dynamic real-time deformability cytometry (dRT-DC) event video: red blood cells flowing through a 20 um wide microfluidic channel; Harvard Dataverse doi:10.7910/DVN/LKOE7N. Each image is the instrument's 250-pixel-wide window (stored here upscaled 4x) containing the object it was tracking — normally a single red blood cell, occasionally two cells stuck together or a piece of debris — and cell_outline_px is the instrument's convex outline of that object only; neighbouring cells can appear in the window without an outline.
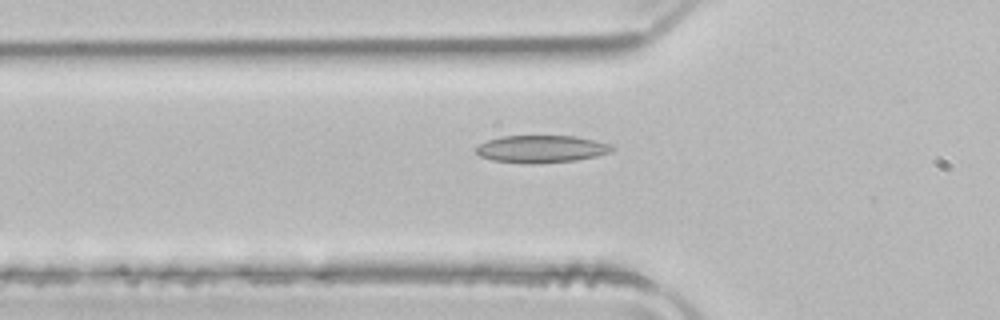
{"species": "common noctule bat (a hibernating species)", "species_latin": "Nyctalus noctula", "temperature_condition": "room temperature", "stored_images_in_passage": 44, "camera_frame_rate_fps": 3000, "um_per_image_px": 0.085, "animal": {"sex": "male", "body_mass_g": 21.5, "forearm_length_mm": 52.0}, "frame": {"image": 1, "passage_image": 14, "time_ms": 4.333, "image_size_px": [1000, 320], "cell_outline_px": [[616, 148], [612, 152], [596, 156], [576, 160], [532, 164], [524, 164], [492, 160], [480, 156], [476, 152], [476, 148], [480, 144], [488, 140], [500, 136], [576, 136], [612, 144]], "centroid_in_image_um": [46.04, 12.67], "position_along_channel_um": 79.8, "area_um2": 21.85}}
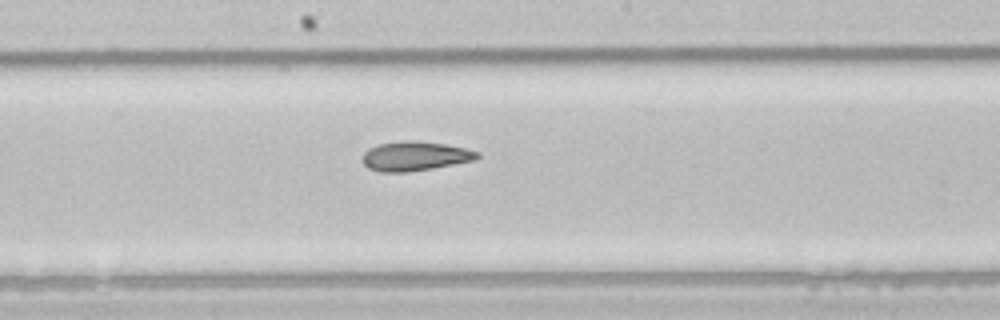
{"frame": {"image": 2, "passage_image": 24, "time_ms": 7.667, "image_size_px": [1000, 320], "cell_outline_px": [[480, 156], [476, 160], [432, 168], [408, 172], [380, 172], [368, 168], [360, 160], [364, 152], [368, 148], [380, 144], [404, 140], [416, 140], [448, 144], [468, 148], [480, 152]], "centroid_in_image_um": [35.29, 13.26], "position_along_channel_um": 212.9, "area_um2": 20.0}}
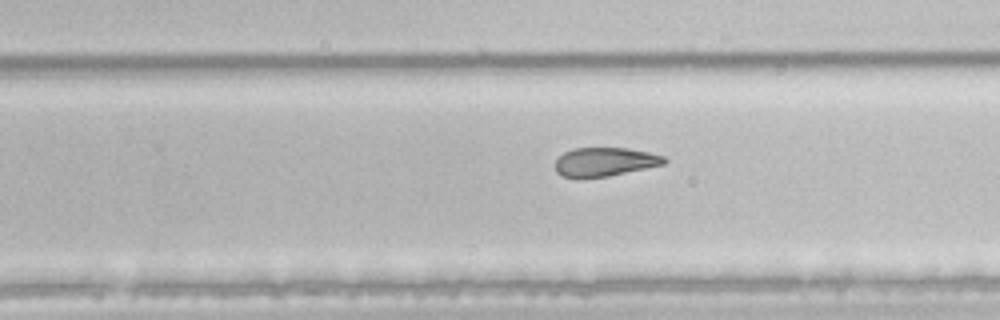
{"frame": {"image": 3, "passage_image": 29, "time_ms": 9.333, "image_size_px": [1000, 320], "cell_outline_px": [[668, 160], [664, 164], [608, 176], [580, 180], [564, 176], [556, 172], [556, 160], [564, 152], [576, 148], [628, 148], [648, 152], [664, 156]], "centroid_in_image_um": [51.39, 13.78], "position_along_channel_um": 278.4, "area_um2": 18.44}}